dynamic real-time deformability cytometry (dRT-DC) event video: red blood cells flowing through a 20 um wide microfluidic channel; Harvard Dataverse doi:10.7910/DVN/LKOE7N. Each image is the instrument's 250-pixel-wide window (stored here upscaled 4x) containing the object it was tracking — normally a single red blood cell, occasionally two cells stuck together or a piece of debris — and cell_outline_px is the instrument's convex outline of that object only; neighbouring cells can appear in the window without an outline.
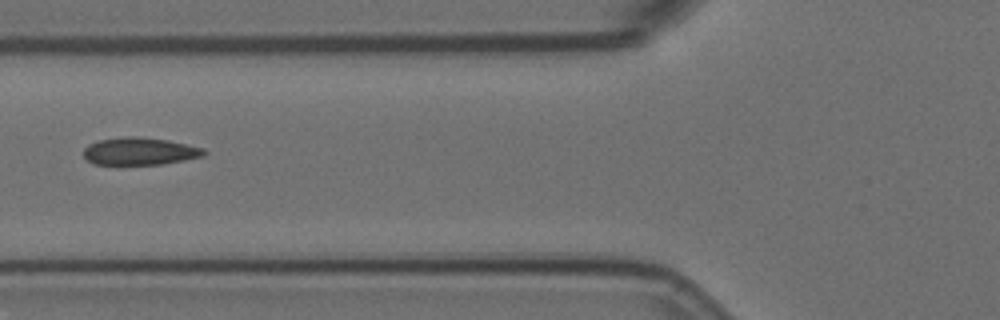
{"species": "Egyptian fruit bat (a non-hibernating species)", "species_latin": "Rousettus aegyptiacus", "temperature_condition": "room temperature", "stored_images_in_passage": 6, "camera_frame_rate_fps": 3000, "um_per_image_px": 0.085, "animal": {"sex": "female"}, "frame": {"image": 1, "passage_image": 6, "time_ms": 1.667, "image_size_px": [1000, 320], "cell_outline_px": [[208, 152], [204, 156], [164, 164], [92, 164], [84, 156], [84, 148], [88, 144], [100, 140], [124, 136], [136, 136], [168, 140], [204, 148]], "centroid_in_image_um": [11.9, 12.85], "position_along_channel_um": 113.9, "area_um2": 19.31}}